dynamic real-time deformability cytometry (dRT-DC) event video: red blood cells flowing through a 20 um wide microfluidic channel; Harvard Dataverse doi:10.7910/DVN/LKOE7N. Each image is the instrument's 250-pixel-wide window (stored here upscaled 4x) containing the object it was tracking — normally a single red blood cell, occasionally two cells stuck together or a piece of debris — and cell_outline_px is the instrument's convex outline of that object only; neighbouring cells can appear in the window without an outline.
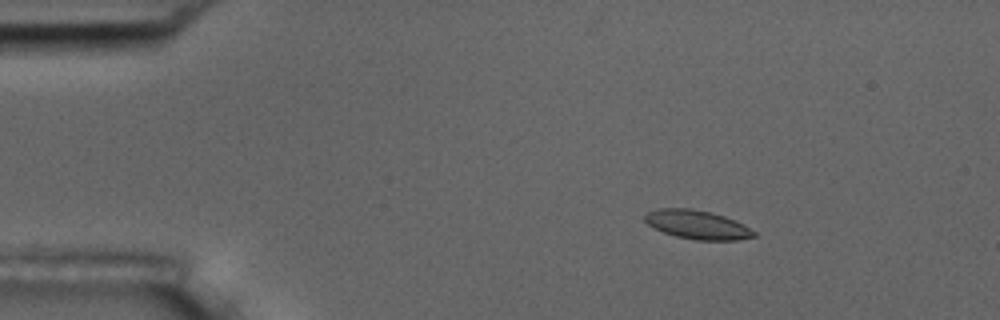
{"species": "common noctule bat (a hibernating species)", "species_latin": "Nyctalus noctula", "temperature_condition": "room temperature", "stored_images_in_passage": 4, "camera_frame_rate_fps": 3000, "um_per_image_px": 0.085, "animal": {"sex": "male", "body_mass_g": 17.5, "forearm_length_mm": 52.3}, "frame": {"image": 1, "passage_image": 2, "time_ms": 2.333, "image_size_px": [1000, 320], "cell_outline_px": [[756, 236], [736, 240], [696, 240], [676, 236], [664, 232], [648, 224], [644, 220], [644, 216], [648, 212], [660, 208], [692, 208], [712, 212], [736, 220], [744, 224], [756, 232]], "centroid_in_image_um": [59.3, 19.09], "position_along_channel_um": 25.7, "area_um2": 18.32}}